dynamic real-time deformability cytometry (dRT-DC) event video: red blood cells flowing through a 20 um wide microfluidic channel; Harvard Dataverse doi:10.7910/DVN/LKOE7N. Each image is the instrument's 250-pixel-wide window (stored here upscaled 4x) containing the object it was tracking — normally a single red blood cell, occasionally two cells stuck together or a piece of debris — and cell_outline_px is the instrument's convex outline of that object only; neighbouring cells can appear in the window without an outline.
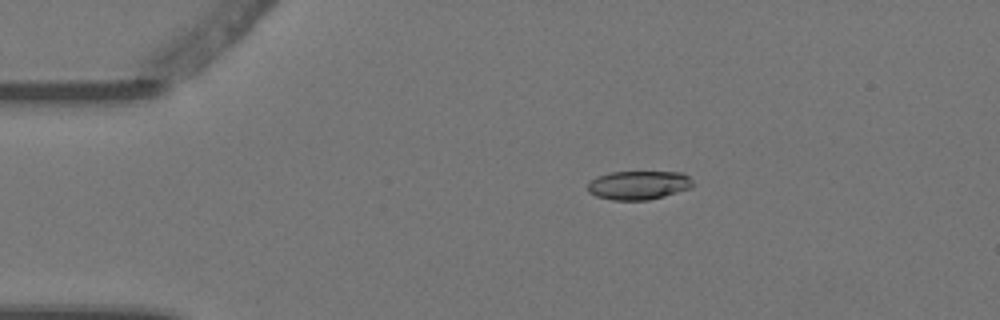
{"species": "Egyptian fruit bat (a non-hibernating species)", "species_latin": "Rousettus aegyptiacus", "temperature_condition": "warm", "stored_images_in_passage": 5, "camera_frame_rate_fps": 3000, "um_per_image_px": 0.085, "animal": {"sex": "female"}, "frame": {"image": 1, "passage_image": 4, "time_ms": 1.0, "image_size_px": [1000, 320], "cell_outline_px": [[692, 188], [664, 196], [648, 200], [612, 200], [596, 196], [588, 192], [588, 184], [596, 176], [608, 172], [684, 172], [692, 180]], "centroid_in_image_um": [54.28, 15.73], "position_along_channel_um": 30.7, "area_um2": 17.74}}